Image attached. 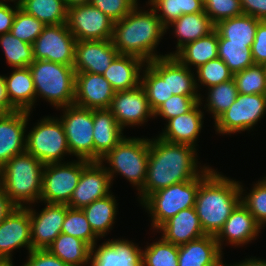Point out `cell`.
<instances>
[{
	"mask_svg": "<svg viewBox=\"0 0 266 266\" xmlns=\"http://www.w3.org/2000/svg\"><path fill=\"white\" fill-rule=\"evenodd\" d=\"M109 109H93L94 161H100L125 136Z\"/></svg>",
	"mask_w": 266,
	"mask_h": 266,
	"instance_id": "d4e9b609",
	"label": "cell"
},
{
	"mask_svg": "<svg viewBox=\"0 0 266 266\" xmlns=\"http://www.w3.org/2000/svg\"><path fill=\"white\" fill-rule=\"evenodd\" d=\"M61 233L77 237L91 248L96 244V239L99 238L87 221L85 213L79 208L68 207Z\"/></svg>",
	"mask_w": 266,
	"mask_h": 266,
	"instance_id": "ab89813d",
	"label": "cell"
},
{
	"mask_svg": "<svg viewBox=\"0 0 266 266\" xmlns=\"http://www.w3.org/2000/svg\"><path fill=\"white\" fill-rule=\"evenodd\" d=\"M0 1H2V0H0ZM3 1H4V2H7V1H11V2H13V1H14V2H16V1H17L16 3H18V4H19V3H20L22 0H3Z\"/></svg>",
	"mask_w": 266,
	"mask_h": 266,
	"instance_id": "94428289",
	"label": "cell"
},
{
	"mask_svg": "<svg viewBox=\"0 0 266 266\" xmlns=\"http://www.w3.org/2000/svg\"><path fill=\"white\" fill-rule=\"evenodd\" d=\"M233 79L240 94H266L265 65L253 64L233 74Z\"/></svg>",
	"mask_w": 266,
	"mask_h": 266,
	"instance_id": "b9f144b4",
	"label": "cell"
},
{
	"mask_svg": "<svg viewBox=\"0 0 266 266\" xmlns=\"http://www.w3.org/2000/svg\"><path fill=\"white\" fill-rule=\"evenodd\" d=\"M209 167L199 176L194 205L206 235L216 236L244 195L242 185Z\"/></svg>",
	"mask_w": 266,
	"mask_h": 266,
	"instance_id": "7a4b0ae2",
	"label": "cell"
},
{
	"mask_svg": "<svg viewBox=\"0 0 266 266\" xmlns=\"http://www.w3.org/2000/svg\"><path fill=\"white\" fill-rule=\"evenodd\" d=\"M17 206L10 200L5 190L0 186V224Z\"/></svg>",
	"mask_w": 266,
	"mask_h": 266,
	"instance_id": "11a10c76",
	"label": "cell"
},
{
	"mask_svg": "<svg viewBox=\"0 0 266 266\" xmlns=\"http://www.w3.org/2000/svg\"><path fill=\"white\" fill-rule=\"evenodd\" d=\"M166 28L170 23L184 14L204 12V3L201 0H148Z\"/></svg>",
	"mask_w": 266,
	"mask_h": 266,
	"instance_id": "8d00e7d4",
	"label": "cell"
},
{
	"mask_svg": "<svg viewBox=\"0 0 266 266\" xmlns=\"http://www.w3.org/2000/svg\"><path fill=\"white\" fill-rule=\"evenodd\" d=\"M14 4L16 5L12 8L4 1H0V35L11 31L17 9L20 7L18 3Z\"/></svg>",
	"mask_w": 266,
	"mask_h": 266,
	"instance_id": "f5cc1de1",
	"label": "cell"
},
{
	"mask_svg": "<svg viewBox=\"0 0 266 266\" xmlns=\"http://www.w3.org/2000/svg\"><path fill=\"white\" fill-rule=\"evenodd\" d=\"M96 245L91 248L90 266H143L142 250L132 241L109 239L97 249Z\"/></svg>",
	"mask_w": 266,
	"mask_h": 266,
	"instance_id": "44dd1931",
	"label": "cell"
},
{
	"mask_svg": "<svg viewBox=\"0 0 266 266\" xmlns=\"http://www.w3.org/2000/svg\"><path fill=\"white\" fill-rule=\"evenodd\" d=\"M110 193L108 196L97 199L90 205L82 208L87 217L94 233L100 238L105 237V234L112 228L115 223L117 212V204L115 196Z\"/></svg>",
	"mask_w": 266,
	"mask_h": 266,
	"instance_id": "e575fe53",
	"label": "cell"
},
{
	"mask_svg": "<svg viewBox=\"0 0 266 266\" xmlns=\"http://www.w3.org/2000/svg\"><path fill=\"white\" fill-rule=\"evenodd\" d=\"M230 266H266V260L264 259H256L251 258L250 259H245V261H241L240 263L234 264V265H230Z\"/></svg>",
	"mask_w": 266,
	"mask_h": 266,
	"instance_id": "6f0895ef",
	"label": "cell"
},
{
	"mask_svg": "<svg viewBox=\"0 0 266 266\" xmlns=\"http://www.w3.org/2000/svg\"><path fill=\"white\" fill-rule=\"evenodd\" d=\"M22 247L32 250L28 206L16 207L0 224V261H11V252Z\"/></svg>",
	"mask_w": 266,
	"mask_h": 266,
	"instance_id": "2e32d148",
	"label": "cell"
},
{
	"mask_svg": "<svg viewBox=\"0 0 266 266\" xmlns=\"http://www.w3.org/2000/svg\"><path fill=\"white\" fill-rule=\"evenodd\" d=\"M266 113V94H240L214 122L219 134L250 130Z\"/></svg>",
	"mask_w": 266,
	"mask_h": 266,
	"instance_id": "8fae6325",
	"label": "cell"
},
{
	"mask_svg": "<svg viewBox=\"0 0 266 266\" xmlns=\"http://www.w3.org/2000/svg\"><path fill=\"white\" fill-rule=\"evenodd\" d=\"M146 62L131 55H118L102 74L117 91L131 90L141 83V70Z\"/></svg>",
	"mask_w": 266,
	"mask_h": 266,
	"instance_id": "4316f807",
	"label": "cell"
},
{
	"mask_svg": "<svg viewBox=\"0 0 266 266\" xmlns=\"http://www.w3.org/2000/svg\"><path fill=\"white\" fill-rule=\"evenodd\" d=\"M44 166L25 151L0 168V186L17 207H26V204L40 200Z\"/></svg>",
	"mask_w": 266,
	"mask_h": 266,
	"instance_id": "277c9868",
	"label": "cell"
},
{
	"mask_svg": "<svg viewBox=\"0 0 266 266\" xmlns=\"http://www.w3.org/2000/svg\"><path fill=\"white\" fill-rule=\"evenodd\" d=\"M19 5L44 25L65 24L67 21L65 0H22Z\"/></svg>",
	"mask_w": 266,
	"mask_h": 266,
	"instance_id": "d590c367",
	"label": "cell"
},
{
	"mask_svg": "<svg viewBox=\"0 0 266 266\" xmlns=\"http://www.w3.org/2000/svg\"><path fill=\"white\" fill-rule=\"evenodd\" d=\"M88 2L89 0H65L67 7L78 5V4H86Z\"/></svg>",
	"mask_w": 266,
	"mask_h": 266,
	"instance_id": "680465c9",
	"label": "cell"
},
{
	"mask_svg": "<svg viewBox=\"0 0 266 266\" xmlns=\"http://www.w3.org/2000/svg\"><path fill=\"white\" fill-rule=\"evenodd\" d=\"M167 32L153 8L138 10V4L121 20L114 22L112 43L120 55H131L148 63L156 58L155 48Z\"/></svg>",
	"mask_w": 266,
	"mask_h": 266,
	"instance_id": "3957f363",
	"label": "cell"
},
{
	"mask_svg": "<svg viewBox=\"0 0 266 266\" xmlns=\"http://www.w3.org/2000/svg\"><path fill=\"white\" fill-rule=\"evenodd\" d=\"M63 108L64 113L59 119L70 153L77 159L94 161L93 109L75 104Z\"/></svg>",
	"mask_w": 266,
	"mask_h": 266,
	"instance_id": "30bf717a",
	"label": "cell"
},
{
	"mask_svg": "<svg viewBox=\"0 0 266 266\" xmlns=\"http://www.w3.org/2000/svg\"><path fill=\"white\" fill-rule=\"evenodd\" d=\"M196 70L198 82L208 88L233 79V73L220 58L210 60Z\"/></svg>",
	"mask_w": 266,
	"mask_h": 266,
	"instance_id": "f6af8a7d",
	"label": "cell"
},
{
	"mask_svg": "<svg viewBox=\"0 0 266 266\" xmlns=\"http://www.w3.org/2000/svg\"><path fill=\"white\" fill-rule=\"evenodd\" d=\"M76 39L65 24L45 25L33 47L34 60L74 65Z\"/></svg>",
	"mask_w": 266,
	"mask_h": 266,
	"instance_id": "4fadbf2b",
	"label": "cell"
},
{
	"mask_svg": "<svg viewBox=\"0 0 266 266\" xmlns=\"http://www.w3.org/2000/svg\"><path fill=\"white\" fill-rule=\"evenodd\" d=\"M74 104L88 109H109L115 90L101 74L75 72Z\"/></svg>",
	"mask_w": 266,
	"mask_h": 266,
	"instance_id": "d6986e66",
	"label": "cell"
},
{
	"mask_svg": "<svg viewBox=\"0 0 266 266\" xmlns=\"http://www.w3.org/2000/svg\"><path fill=\"white\" fill-rule=\"evenodd\" d=\"M259 21L250 15L241 14L218 22L215 30L218 39H227V44L252 45Z\"/></svg>",
	"mask_w": 266,
	"mask_h": 266,
	"instance_id": "4dcf8cb0",
	"label": "cell"
},
{
	"mask_svg": "<svg viewBox=\"0 0 266 266\" xmlns=\"http://www.w3.org/2000/svg\"><path fill=\"white\" fill-rule=\"evenodd\" d=\"M262 227L256 222L253 215L240 202L232 211L224 223L223 228L215 236L218 246L221 249L226 239L227 243L235 246L244 245L258 236ZM225 237V238H224Z\"/></svg>",
	"mask_w": 266,
	"mask_h": 266,
	"instance_id": "7402d4cb",
	"label": "cell"
},
{
	"mask_svg": "<svg viewBox=\"0 0 266 266\" xmlns=\"http://www.w3.org/2000/svg\"><path fill=\"white\" fill-rule=\"evenodd\" d=\"M243 14L266 21V0H240Z\"/></svg>",
	"mask_w": 266,
	"mask_h": 266,
	"instance_id": "db71d44e",
	"label": "cell"
},
{
	"mask_svg": "<svg viewBox=\"0 0 266 266\" xmlns=\"http://www.w3.org/2000/svg\"><path fill=\"white\" fill-rule=\"evenodd\" d=\"M251 52L254 64H266V21H259Z\"/></svg>",
	"mask_w": 266,
	"mask_h": 266,
	"instance_id": "f907efd6",
	"label": "cell"
},
{
	"mask_svg": "<svg viewBox=\"0 0 266 266\" xmlns=\"http://www.w3.org/2000/svg\"><path fill=\"white\" fill-rule=\"evenodd\" d=\"M201 99V96L172 95L154 111L153 117L160 115L168 121L189 112Z\"/></svg>",
	"mask_w": 266,
	"mask_h": 266,
	"instance_id": "7dc6e473",
	"label": "cell"
},
{
	"mask_svg": "<svg viewBox=\"0 0 266 266\" xmlns=\"http://www.w3.org/2000/svg\"><path fill=\"white\" fill-rule=\"evenodd\" d=\"M182 64L175 56L167 55L168 97L172 95L200 96L194 72ZM196 78V79H195ZM199 94V95H198Z\"/></svg>",
	"mask_w": 266,
	"mask_h": 266,
	"instance_id": "836d02e7",
	"label": "cell"
},
{
	"mask_svg": "<svg viewBox=\"0 0 266 266\" xmlns=\"http://www.w3.org/2000/svg\"><path fill=\"white\" fill-rule=\"evenodd\" d=\"M140 85L143 87L151 110L154 112L168 98L167 56L156 58L144 65Z\"/></svg>",
	"mask_w": 266,
	"mask_h": 266,
	"instance_id": "83f0119b",
	"label": "cell"
},
{
	"mask_svg": "<svg viewBox=\"0 0 266 266\" xmlns=\"http://www.w3.org/2000/svg\"><path fill=\"white\" fill-rule=\"evenodd\" d=\"M182 64L199 66L218 58V33L214 29L208 35L186 44L174 55Z\"/></svg>",
	"mask_w": 266,
	"mask_h": 266,
	"instance_id": "1f68e13d",
	"label": "cell"
},
{
	"mask_svg": "<svg viewBox=\"0 0 266 266\" xmlns=\"http://www.w3.org/2000/svg\"><path fill=\"white\" fill-rule=\"evenodd\" d=\"M39 214L28 206L32 250L47 249L62 231L68 205L45 203Z\"/></svg>",
	"mask_w": 266,
	"mask_h": 266,
	"instance_id": "e0dca14e",
	"label": "cell"
},
{
	"mask_svg": "<svg viewBox=\"0 0 266 266\" xmlns=\"http://www.w3.org/2000/svg\"><path fill=\"white\" fill-rule=\"evenodd\" d=\"M201 104L200 100L189 112L169 119L159 138L169 143L185 144L196 148L195 144L203 126L204 114L199 108Z\"/></svg>",
	"mask_w": 266,
	"mask_h": 266,
	"instance_id": "603a6c76",
	"label": "cell"
},
{
	"mask_svg": "<svg viewBox=\"0 0 266 266\" xmlns=\"http://www.w3.org/2000/svg\"><path fill=\"white\" fill-rule=\"evenodd\" d=\"M207 111L211 112L214 121L225 112L236 100L238 90L234 79L208 88Z\"/></svg>",
	"mask_w": 266,
	"mask_h": 266,
	"instance_id": "60d3db41",
	"label": "cell"
},
{
	"mask_svg": "<svg viewBox=\"0 0 266 266\" xmlns=\"http://www.w3.org/2000/svg\"><path fill=\"white\" fill-rule=\"evenodd\" d=\"M118 55L111 39L76 41L73 68L102 75Z\"/></svg>",
	"mask_w": 266,
	"mask_h": 266,
	"instance_id": "ac0fdd59",
	"label": "cell"
},
{
	"mask_svg": "<svg viewBox=\"0 0 266 266\" xmlns=\"http://www.w3.org/2000/svg\"><path fill=\"white\" fill-rule=\"evenodd\" d=\"M29 115L28 111L16 110L0 116V168L12 157L25 152L24 134Z\"/></svg>",
	"mask_w": 266,
	"mask_h": 266,
	"instance_id": "ffe728a7",
	"label": "cell"
},
{
	"mask_svg": "<svg viewBox=\"0 0 266 266\" xmlns=\"http://www.w3.org/2000/svg\"><path fill=\"white\" fill-rule=\"evenodd\" d=\"M215 236L205 235L178 246L179 266H219L222 263Z\"/></svg>",
	"mask_w": 266,
	"mask_h": 266,
	"instance_id": "484cf974",
	"label": "cell"
},
{
	"mask_svg": "<svg viewBox=\"0 0 266 266\" xmlns=\"http://www.w3.org/2000/svg\"><path fill=\"white\" fill-rule=\"evenodd\" d=\"M0 266H14V265L11 260V261H0Z\"/></svg>",
	"mask_w": 266,
	"mask_h": 266,
	"instance_id": "91938a15",
	"label": "cell"
},
{
	"mask_svg": "<svg viewBox=\"0 0 266 266\" xmlns=\"http://www.w3.org/2000/svg\"><path fill=\"white\" fill-rule=\"evenodd\" d=\"M66 25L76 41L112 39L114 21L89 3L68 7Z\"/></svg>",
	"mask_w": 266,
	"mask_h": 266,
	"instance_id": "7c38bea8",
	"label": "cell"
},
{
	"mask_svg": "<svg viewBox=\"0 0 266 266\" xmlns=\"http://www.w3.org/2000/svg\"><path fill=\"white\" fill-rule=\"evenodd\" d=\"M4 78L10 104L16 110L31 112L36 92L30 68H14L11 75Z\"/></svg>",
	"mask_w": 266,
	"mask_h": 266,
	"instance_id": "f1b7e54d",
	"label": "cell"
},
{
	"mask_svg": "<svg viewBox=\"0 0 266 266\" xmlns=\"http://www.w3.org/2000/svg\"><path fill=\"white\" fill-rule=\"evenodd\" d=\"M143 266H179L178 245H174L163 238L153 242L142 250Z\"/></svg>",
	"mask_w": 266,
	"mask_h": 266,
	"instance_id": "7bdbcfd3",
	"label": "cell"
},
{
	"mask_svg": "<svg viewBox=\"0 0 266 266\" xmlns=\"http://www.w3.org/2000/svg\"><path fill=\"white\" fill-rule=\"evenodd\" d=\"M204 12L214 25L222 20L243 14L240 0H206Z\"/></svg>",
	"mask_w": 266,
	"mask_h": 266,
	"instance_id": "c3c4849f",
	"label": "cell"
},
{
	"mask_svg": "<svg viewBox=\"0 0 266 266\" xmlns=\"http://www.w3.org/2000/svg\"><path fill=\"white\" fill-rule=\"evenodd\" d=\"M0 44L11 67H29L34 61L32 45L13 36L11 32L0 35Z\"/></svg>",
	"mask_w": 266,
	"mask_h": 266,
	"instance_id": "74e56055",
	"label": "cell"
},
{
	"mask_svg": "<svg viewBox=\"0 0 266 266\" xmlns=\"http://www.w3.org/2000/svg\"><path fill=\"white\" fill-rule=\"evenodd\" d=\"M25 151L44 165L61 163L65 154L71 155L60 119H41L26 135Z\"/></svg>",
	"mask_w": 266,
	"mask_h": 266,
	"instance_id": "ba28073f",
	"label": "cell"
},
{
	"mask_svg": "<svg viewBox=\"0 0 266 266\" xmlns=\"http://www.w3.org/2000/svg\"><path fill=\"white\" fill-rule=\"evenodd\" d=\"M88 3L116 22L124 18L138 2L137 0H89Z\"/></svg>",
	"mask_w": 266,
	"mask_h": 266,
	"instance_id": "681fc988",
	"label": "cell"
},
{
	"mask_svg": "<svg viewBox=\"0 0 266 266\" xmlns=\"http://www.w3.org/2000/svg\"><path fill=\"white\" fill-rule=\"evenodd\" d=\"M241 202L256 222L264 227L266 224V177L255 183L248 195L241 196Z\"/></svg>",
	"mask_w": 266,
	"mask_h": 266,
	"instance_id": "bcb514c9",
	"label": "cell"
},
{
	"mask_svg": "<svg viewBox=\"0 0 266 266\" xmlns=\"http://www.w3.org/2000/svg\"><path fill=\"white\" fill-rule=\"evenodd\" d=\"M109 110L122 129L129 125H141L148 121L147 118L154 116L141 85L131 90L115 92Z\"/></svg>",
	"mask_w": 266,
	"mask_h": 266,
	"instance_id": "5bb4252c",
	"label": "cell"
},
{
	"mask_svg": "<svg viewBox=\"0 0 266 266\" xmlns=\"http://www.w3.org/2000/svg\"><path fill=\"white\" fill-rule=\"evenodd\" d=\"M23 266H69L47 249L31 250Z\"/></svg>",
	"mask_w": 266,
	"mask_h": 266,
	"instance_id": "816d5d0a",
	"label": "cell"
},
{
	"mask_svg": "<svg viewBox=\"0 0 266 266\" xmlns=\"http://www.w3.org/2000/svg\"><path fill=\"white\" fill-rule=\"evenodd\" d=\"M90 162L85 159H78L75 162L46 164L42 175L40 201L50 204L67 205L78 184L83 169Z\"/></svg>",
	"mask_w": 266,
	"mask_h": 266,
	"instance_id": "9c48e42d",
	"label": "cell"
},
{
	"mask_svg": "<svg viewBox=\"0 0 266 266\" xmlns=\"http://www.w3.org/2000/svg\"><path fill=\"white\" fill-rule=\"evenodd\" d=\"M111 179L103 162L91 161L82 171L78 184L73 191L69 203L71 208L90 205L97 199L110 194Z\"/></svg>",
	"mask_w": 266,
	"mask_h": 266,
	"instance_id": "9a60e30c",
	"label": "cell"
},
{
	"mask_svg": "<svg viewBox=\"0 0 266 266\" xmlns=\"http://www.w3.org/2000/svg\"><path fill=\"white\" fill-rule=\"evenodd\" d=\"M4 112L0 109V116L3 114Z\"/></svg>",
	"mask_w": 266,
	"mask_h": 266,
	"instance_id": "be15d7a7",
	"label": "cell"
},
{
	"mask_svg": "<svg viewBox=\"0 0 266 266\" xmlns=\"http://www.w3.org/2000/svg\"><path fill=\"white\" fill-rule=\"evenodd\" d=\"M157 230L165 241L178 246L206 235L194 207L179 211Z\"/></svg>",
	"mask_w": 266,
	"mask_h": 266,
	"instance_id": "cb8c5ba5",
	"label": "cell"
},
{
	"mask_svg": "<svg viewBox=\"0 0 266 266\" xmlns=\"http://www.w3.org/2000/svg\"><path fill=\"white\" fill-rule=\"evenodd\" d=\"M196 151L190 145L169 143L159 137L149 139L148 166L139 191L140 202L160 189L199 177L208 166L198 170Z\"/></svg>",
	"mask_w": 266,
	"mask_h": 266,
	"instance_id": "6da1fadb",
	"label": "cell"
},
{
	"mask_svg": "<svg viewBox=\"0 0 266 266\" xmlns=\"http://www.w3.org/2000/svg\"><path fill=\"white\" fill-rule=\"evenodd\" d=\"M169 26H174V33L178 38L177 49L175 53L167 54L169 56H174L186 44L208 35L215 29V25L205 12L184 14L170 23L165 30L169 29Z\"/></svg>",
	"mask_w": 266,
	"mask_h": 266,
	"instance_id": "f546056e",
	"label": "cell"
},
{
	"mask_svg": "<svg viewBox=\"0 0 266 266\" xmlns=\"http://www.w3.org/2000/svg\"><path fill=\"white\" fill-rule=\"evenodd\" d=\"M29 68L36 99L40 96L57 109L74 104L76 73L73 66L34 60Z\"/></svg>",
	"mask_w": 266,
	"mask_h": 266,
	"instance_id": "5b68a950",
	"label": "cell"
},
{
	"mask_svg": "<svg viewBox=\"0 0 266 266\" xmlns=\"http://www.w3.org/2000/svg\"><path fill=\"white\" fill-rule=\"evenodd\" d=\"M252 45L227 44V39H218V58L235 74L254 64Z\"/></svg>",
	"mask_w": 266,
	"mask_h": 266,
	"instance_id": "f35d334b",
	"label": "cell"
},
{
	"mask_svg": "<svg viewBox=\"0 0 266 266\" xmlns=\"http://www.w3.org/2000/svg\"><path fill=\"white\" fill-rule=\"evenodd\" d=\"M47 250L69 266L90 264L91 247L77 237L60 233Z\"/></svg>",
	"mask_w": 266,
	"mask_h": 266,
	"instance_id": "d6a6232c",
	"label": "cell"
},
{
	"mask_svg": "<svg viewBox=\"0 0 266 266\" xmlns=\"http://www.w3.org/2000/svg\"><path fill=\"white\" fill-rule=\"evenodd\" d=\"M0 109L4 113L16 111V109L9 102L4 75H0Z\"/></svg>",
	"mask_w": 266,
	"mask_h": 266,
	"instance_id": "9f6ffc18",
	"label": "cell"
},
{
	"mask_svg": "<svg viewBox=\"0 0 266 266\" xmlns=\"http://www.w3.org/2000/svg\"><path fill=\"white\" fill-rule=\"evenodd\" d=\"M219 266H229V265H225V264H223V262H222Z\"/></svg>",
	"mask_w": 266,
	"mask_h": 266,
	"instance_id": "6125c7cd",
	"label": "cell"
},
{
	"mask_svg": "<svg viewBox=\"0 0 266 266\" xmlns=\"http://www.w3.org/2000/svg\"><path fill=\"white\" fill-rule=\"evenodd\" d=\"M199 177L172 184L150 194L141 204L149 211L153 230L158 229L179 211L194 207Z\"/></svg>",
	"mask_w": 266,
	"mask_h": 266,
	"instance_id": "52a82bcc",
	"label": "cell"
},
{
	"mask_svg": "<svg viewBox=\"0 0 266 266\" xmlns=\"http://www.w3.org/2000/svg\"><path fill=\"white\" fill-rule=\"evenodd\" d=\"M149 156V139L123 138L111 151L100 159L106 161L110 167H105L111 182L114 174L118 173L131 182L138 191L143 188Z\"/></svg>",
	"mask_w": 266,
	"mask_h": 266,
	"instance_id": "8992f818",
	"label": "cell"
},
{
	"mask_svg": "<svg viewBox=\"0 0 266 266\" xmlns=\"http://www.w3.org/2000/svg\"><path fill=\"white\" fill-rule=\"evenodd\" d=\"M44 27L45 25L40 20L19 7L10 32L23 42L32 45Z\"/></svg>",
	"mask_w": 266,
	"mask_h": 266,
	"instance_id": "ee69618b",
	"label": "cell"
}]
</instances>
